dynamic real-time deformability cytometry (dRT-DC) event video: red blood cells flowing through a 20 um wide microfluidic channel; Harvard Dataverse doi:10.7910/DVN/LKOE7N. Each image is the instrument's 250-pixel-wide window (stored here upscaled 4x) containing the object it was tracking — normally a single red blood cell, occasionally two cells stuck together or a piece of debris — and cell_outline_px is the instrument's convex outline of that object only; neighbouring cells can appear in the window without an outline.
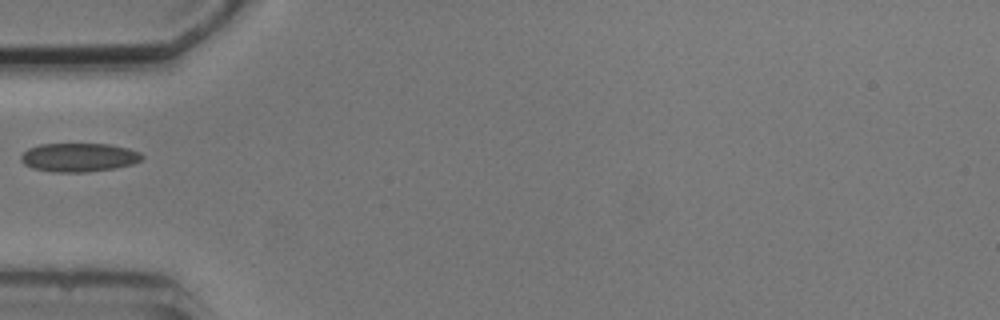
{"species": "common noctule bat (a hibernating species)", "species_latin": "Nyctalus noctula", "temperature_condition": "cold", "stored_images_in_passage": 2, "camera_frame_rate_fps": 3000, "um_per_image_px": 0.085, "animal": {"sex": "male", "body_mass_g": 20.5, "forearm_length_mm": 52.5}, "frame": {"image": 1, "passage_image": 1, "time_ms": 0.0, "image_size_px": [1000, 320], "cell_outline_px": [[144, 156], [140, 160], [132, 164], [116, 168], [88, 172], [52, 172], [32, 168], [24, 164], [20, 160], [20, 156], [28, 148], [40, 144], [108, 144], [128, 148], [140, 152]], "centroid_in_image_um": [6.69, 13.38], "position_along_channel_um": 78.3, "area_um2": 20.35}}
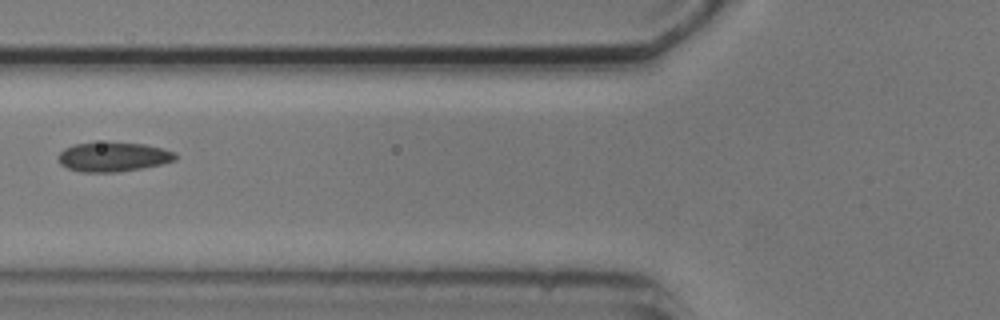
{"frame": {"image": 2, "passage_image": 2, "time_ms": 1.0, "image_size_px": [1000, 320], "cell_outline_px": [[176, 160], [160, 164], [120, 172], [80, 172], [68, 168], [60, 164], [60, 152], [64, 148], [76, 144], [108, 140], [144, 144], [176, 152]], "centroid_in_image_um": [9.62, 13.31], "position_along_channel_um": 116.2, "area_um2": 20.35}}